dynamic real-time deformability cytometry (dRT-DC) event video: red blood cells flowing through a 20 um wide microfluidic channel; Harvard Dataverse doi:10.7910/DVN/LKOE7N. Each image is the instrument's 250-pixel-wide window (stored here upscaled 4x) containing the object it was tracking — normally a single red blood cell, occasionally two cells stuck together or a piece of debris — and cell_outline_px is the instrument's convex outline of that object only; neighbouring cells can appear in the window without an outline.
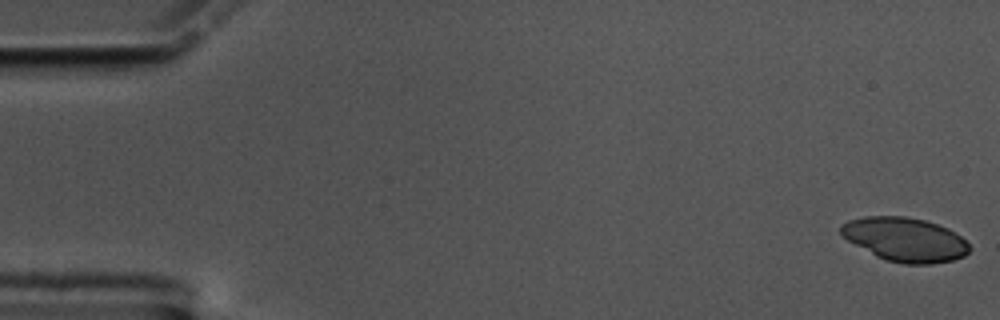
{"species": "common noctule bat (a hibernating species)", "species_latin": "Nyctalus noctula", "temperature_condition": "cold", "stored_images_in_passage": 56, "camera_frame_rate_fps": 3000, "um_per_image_px": 0.085, "animal": {"sex": "male", "body_mass_g": 17.5, "forearm_length_mm": 52.3}, "frame": {"image": 1, "passage_image": 1, "time_ms": 0.0, "image_size_px": [1000, 320], "cell_outline_px": [[972, 248], [964, 256], [952, 260], [932, 264], [904, 264], [884, 260], [876, 256], [848, 240], [840, 232], [840, 224], [848, 220], [864, 216], [904, 216], [924, 220], [948, 228], [960, 236]], "centroid_in_image_um": [76.92, 20.36], "position_along_channel_um": 8.1, "area_um2": 32.89}}